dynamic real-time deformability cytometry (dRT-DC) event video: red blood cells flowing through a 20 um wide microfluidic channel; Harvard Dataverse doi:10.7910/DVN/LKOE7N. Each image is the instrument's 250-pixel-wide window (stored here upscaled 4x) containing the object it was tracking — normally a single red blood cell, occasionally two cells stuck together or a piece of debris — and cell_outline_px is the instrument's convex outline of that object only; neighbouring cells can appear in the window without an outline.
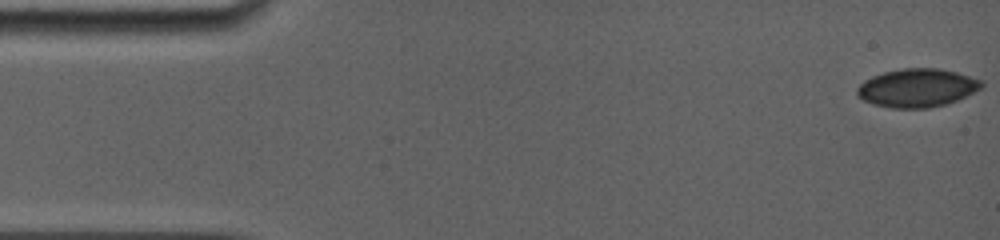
{"species": "common noctule bat (a hibernating species)", "species_latin": "Nyctalus noctula", "temperature_condition": "room temperature", "stored_images_in_passage": 21, "camera_frame_rate_fps": 5000, "um_per_image_px": 0.085, "animal": {"sex": "female", "body_mass_g": 19.0, "forearm_length_mm": 56.7}, "frame": {"image": 1, "passage_image": 1, "time_ms": 0.0, "image_size_px": [1000, 240], "cell_outline_px": [[984, 88], [948, 104], [928, 108], [892, 108], [872, 104], [856, 96], [856, 88], [864, 80], [872, 76], [884, 72], [904, 68], [936, 68], [956, 72], [984, 80]], "centroid_in_image_um": [77.98, 7.47], "position_along_channel_um": 7.0, "area_um2": 28.15}}
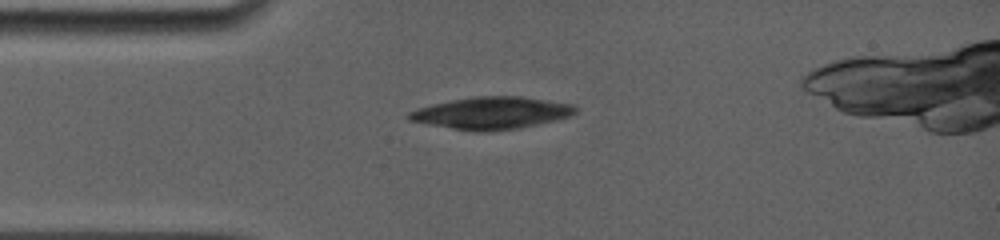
{"frame": {"image": 2, "passage_image": 21, "time_ms": 4.2, "image_size_px": [1000, 240], "cell_outline_px": [[576, 112], [568, 116], [556, 120], [520, 128], [484, 132], [476, 132], [424, 124], [408, 120], [408, 112], [416, 108], [432, 104], [452, 100], [476, 96], [520, 96], [576, 104]], "centroid_in_image_um": [41.76, 9.61], "position_along_channel_um": 43.2, "area_um2": 31.39}}